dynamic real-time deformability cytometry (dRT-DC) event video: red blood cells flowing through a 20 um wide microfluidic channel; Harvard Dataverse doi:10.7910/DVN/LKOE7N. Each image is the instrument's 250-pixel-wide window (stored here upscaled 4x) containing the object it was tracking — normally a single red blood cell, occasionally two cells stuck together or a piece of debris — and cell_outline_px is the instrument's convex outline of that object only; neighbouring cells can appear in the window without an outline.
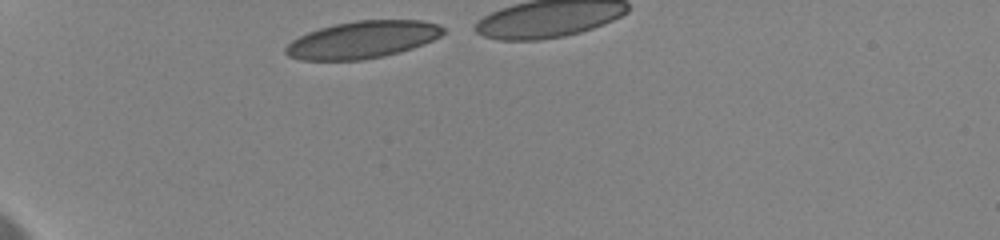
{"species": "human", "species_latin": "Homo sapiens", "temperature_condition": "cold", "stored_images_in_passage": 12, "camera_frame_rate_fps": 3000, "um_per_image_px": 0.085, "donor": {"sex": "female"}, "frame": {"image": 1, "passage_image": 1, "time_ms": 0.0, "image_size_px": [1000, 240], "cell_outline_px": [[444, 32], [440, 36], [432, 40], [412, 48], [384, 56], [360, 60], [300, 60], [288, 56], [284, 52], [284, 48], [292, 40], [308, 32], [320, 28], [336, 24], [356, 20], [424, 20], [436, 24], [444, 28]], "centroid_in_image_um": [30.79, 3.37], "position_along_channel_um": 54.2, "area_um2": 33.99}}